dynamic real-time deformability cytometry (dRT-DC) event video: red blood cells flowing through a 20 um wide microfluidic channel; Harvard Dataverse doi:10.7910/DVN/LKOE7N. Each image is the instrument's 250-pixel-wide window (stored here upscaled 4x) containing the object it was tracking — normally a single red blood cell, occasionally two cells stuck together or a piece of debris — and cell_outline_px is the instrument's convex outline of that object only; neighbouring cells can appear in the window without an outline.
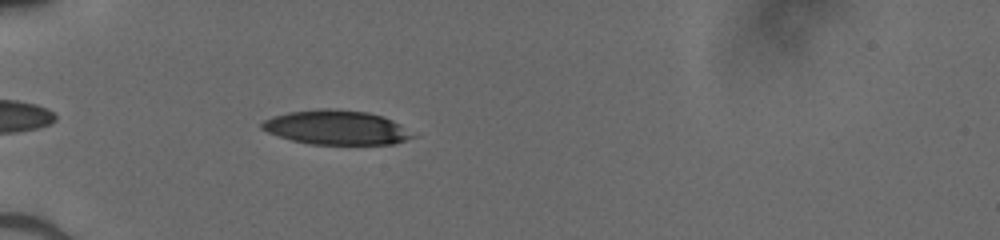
{"species": "human", "species_latin": "Homo sapiens", "temperature_condition": "cold", "stored_images_in_passage": 34, "camera_frame_rate_fps": 3000, "um_per_image_px": 0.085, "donor": {"sex": "male"}, "frame": {"image": 1, "passage_image": 3, "time_ms": 0.667, "image_size_px": [1000, 240], "cell_outline_px": [[420, 136], [396, 144], [308, 144], [292, 140], [268, 132], [260, 128], [260, 124], [264, 120], [272, 116], [288, 112], [320, 108], [336, 108], [368, 112], [384, 116], [400, 124]], "centroid_in_image_um": [28.65, 10.83], "position_along_channel_um": 56.3, "area_um2": 30.63}}
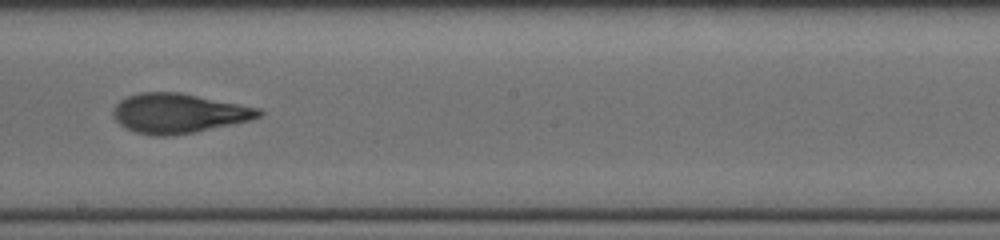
{"frame": {"image": 2, "passage_image": 17, "time_ms": 5.333, "image_size_px": [1000, 240], "cell_outline_px": [[264, 112], [260, 116], [252, 120], [196, 132], [168, 136], [152, 136], [136, 132], [124, 128], [112, 116], [112, 112], [116, 104], [120, 100], [128, 96], [140, 92], [180, 92], [260, 108]], "centroid_in_image_um": [15.18, 9.63], "position_along_channel_um": 233.0, "area_um2": 33.81}}
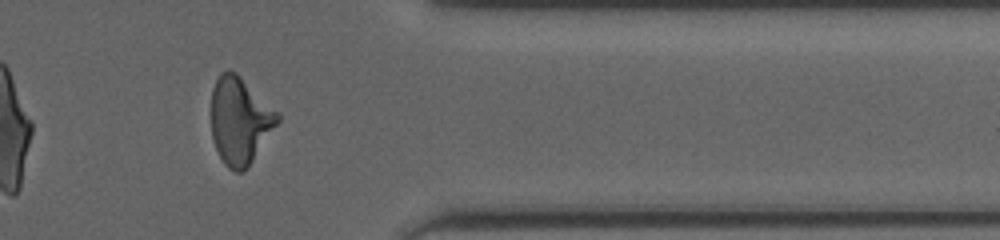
{"frame": {"image": 3, "passage_image": 29, "time_ms": 9.333, "image_size_px": [1000, 240], "cell_outline_px": [[280, 120], [248, 168], [244, 172], [236, 172], [228, 168], [224, 164], [216, 148], [212, 136], [212, 88], [220, 72], [228, 68], [236, 72], [280, 112]], "centroid_in_image_um": [20.41, 10.23], "position_along_channel_um": 391.0, "area_um2": 33.93}}